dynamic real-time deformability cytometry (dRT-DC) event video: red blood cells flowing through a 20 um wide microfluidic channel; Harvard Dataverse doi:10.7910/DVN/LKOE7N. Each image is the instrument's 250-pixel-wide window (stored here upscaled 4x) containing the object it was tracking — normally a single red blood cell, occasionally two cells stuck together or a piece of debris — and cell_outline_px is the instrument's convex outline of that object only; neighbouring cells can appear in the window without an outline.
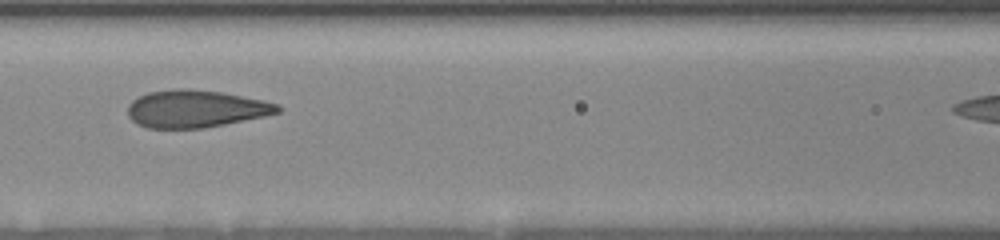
{"species": "human", "species_latin": "Homo sapiens", "temperature_condition": "room temperature", "stored_images_in_passage": 8, "segment_of_instrument_passage": [1, 2], "camera_frame_rate_fps": 3000, "um_per_image_px": 0.085, "donor": {"sex": "female"}, "frame": {"image": 1, "passage_image": 6, "time_ms": 4.667, "image_size_px": [1000, 240], "cell_outline_px": [[284, 108], [280, 112], [264, 116], [204, 128], [148, 128], [136, 124], [128, 116], [128, 104], [132, 100], [148, 92], [176, 88], [188, 88], [220, 92], [280, 104]], "centroid_in_image_um": [16.61, 9.25], "position_along_channel_um": 150.0, "area_um2": 32.66}}